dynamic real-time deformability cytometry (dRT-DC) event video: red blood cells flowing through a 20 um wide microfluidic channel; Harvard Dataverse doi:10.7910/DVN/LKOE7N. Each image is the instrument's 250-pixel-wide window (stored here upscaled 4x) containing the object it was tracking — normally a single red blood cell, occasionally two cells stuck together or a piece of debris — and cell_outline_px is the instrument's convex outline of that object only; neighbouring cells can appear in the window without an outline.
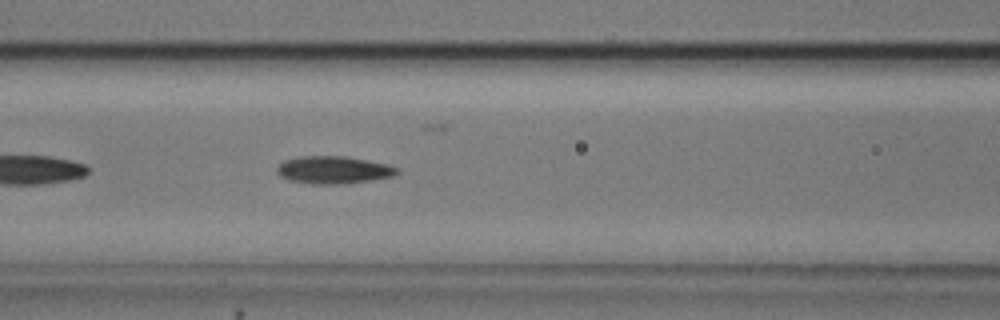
{"species": "common noctule bat (a hibernating species)", "species_latin": "Nyctalus noctula", "temperature_condition": "cold", "stored_images_in_passage": 30, "camera_frame_rate_fps": 3000, "um_per_image_px": 0.085, "animal": {"sex": "male", "body_mass_g": 20.5, "forearm_length_mm": 52.5}, "frame": {"image": 1, "passage_image": 9, "time_ms": 2.667, "image_size_px": [1000, 320], "cell_outline_px": [[400, 172], [392, 176], [372, 180], [336, 184], [312, 184], [288, 180], [280, 176], [276, 172], [276, 168], [284, 160], [300, 156], [344, 156], [388, 164], [400, 168]], "centroid_in_image_um": [28.34, 14.44], "position_along_channel_um": 138.3, "area_um2": 19.31}}
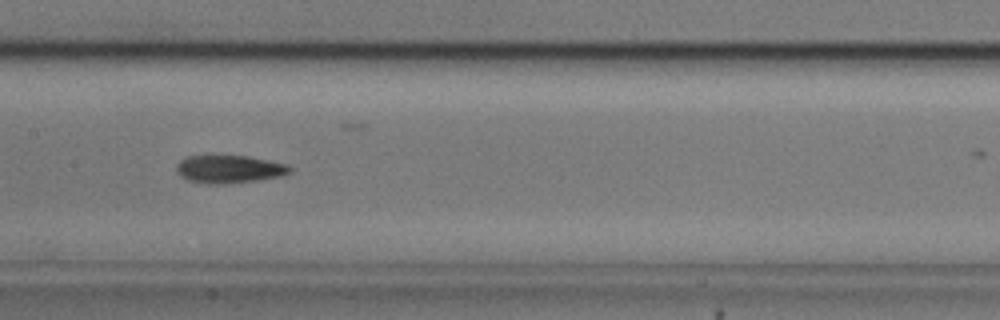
{"frame": {"image": 2, "passage_image": 13, "time_ms": 4.0, "image_size_px": [1000, 320], "cell_outline_px": [[292, 172], [284, 176], [228, 184], [208, 184], [188, 180], [180, 176], [176, 172], [176, 164], [180, 160], [188, 156], [248, 156], [288, 164], [292, 168]], "centroid_in_image_um": [19.5, 14.38], "position_along_channel_um": 187.9, "area_um2": 18.61}}